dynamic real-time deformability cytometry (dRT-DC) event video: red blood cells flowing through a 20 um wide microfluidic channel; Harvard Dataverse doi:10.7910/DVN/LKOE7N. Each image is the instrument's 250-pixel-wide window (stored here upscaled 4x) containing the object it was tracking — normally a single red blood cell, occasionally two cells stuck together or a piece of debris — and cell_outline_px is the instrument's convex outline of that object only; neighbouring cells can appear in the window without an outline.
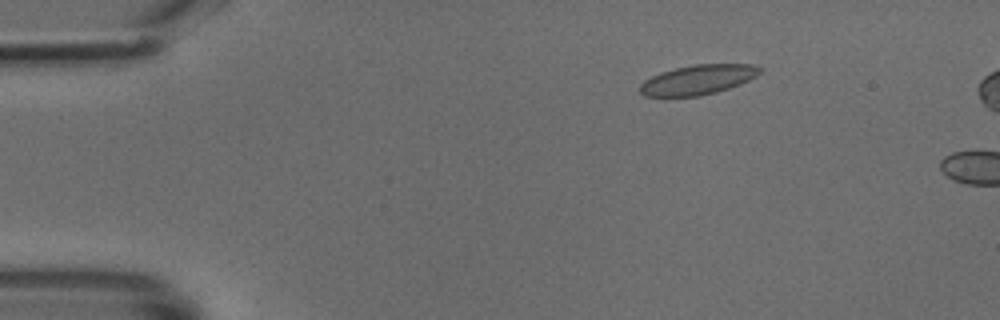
{"species": "common noctule bat (a hibernating species)", "species_latin": "Nyctalus noctula", "temperature_condition": "cold", "stored_images_in_passage": 13, "camera_frame_rate_fps": 3000, "um_per_image_px": 0.085, "animal": {"sex": "male", "body_mass_g": 18.8}, "frame": {"image": 1, "passage_image": 8, "time_ms": 2.333, "image_size_px": [1000, 320], "cell_outline_px": [[764, 68], [756, 76], [740, 84], [716, 92], [700, 96], [644, 96], [640, 92], [640, 84], [644, 80], [660, 72], [676, 68], [696, 64], [756, 64]], "centroid_in_image_um": [59.34, 6.77], "position_along_channel_um": 25.7, "area_um2": 20.75}}